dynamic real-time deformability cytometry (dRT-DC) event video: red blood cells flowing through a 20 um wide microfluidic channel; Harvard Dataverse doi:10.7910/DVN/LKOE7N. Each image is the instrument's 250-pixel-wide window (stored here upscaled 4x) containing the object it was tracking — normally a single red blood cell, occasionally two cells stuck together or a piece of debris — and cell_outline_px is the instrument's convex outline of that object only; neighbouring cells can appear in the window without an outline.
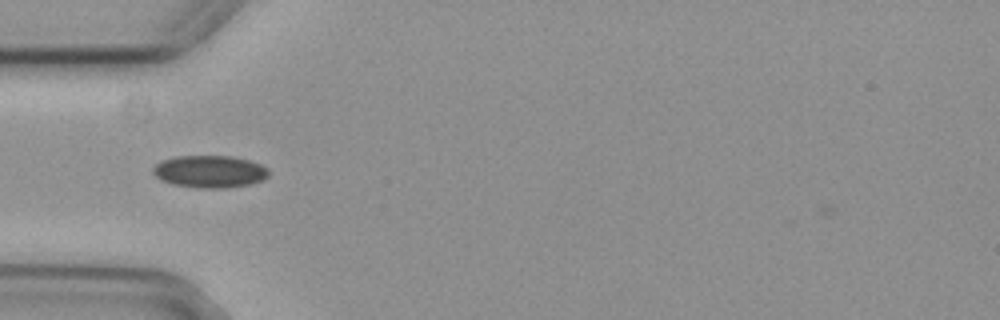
{"species": "common noctule bat (a hibernating species)", "species_latin": "Nyctalus noctula", "temperature_condition": "cold", "stored_images_in_passage": 4, "camera_frame_rate_fps": 3000, "um_per_image_px": 0.085, "animal": {"sex": "female", "body_mass_g": 29.2, "forearm_length_mm": 56.3}, "frame": {"image": 1, "passage_image": 1, "time_ms": 0.0, "image_size_px": [1000, 320], "cell_outline_px": [[268, 176], [252, 184], [228, 188], [196, 188], [172, 184], [160, 180], [152, 172], [152, 168], [160, 160], [176, 156], [232, 156], [248, 160], [260, 164], [268, 168]], "centroid_in_image_um": [17.79, 14.58], "position_along_channel_um": 67.2, "area_um2": 21.96}}
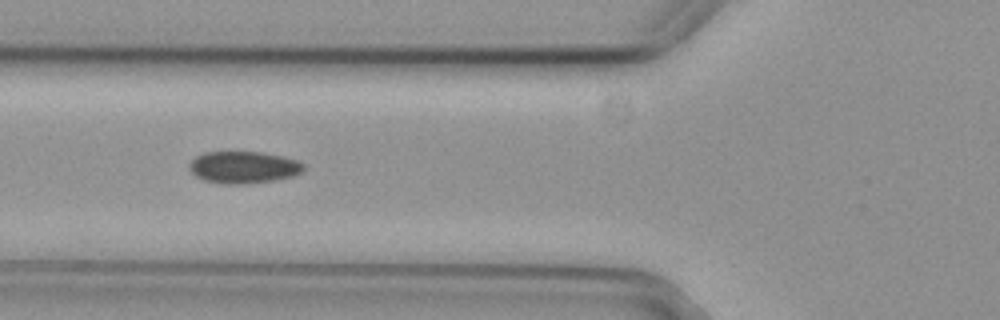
{"frame": {"image": 2, "passage_image": 2, "time_ms": 0.333, "image_size_px": [1000, 320], "cell_outline_px": [[304, 168], [300, 172], [292, 176], [276, 180], [244, 184], [224, 184], [204, 180], [196, 176], [188, 168], [188, 164], [196, 156], [204, 152], [260, 152], [280, 156], [296, 160], [304, 164]], "centroid_in_image_um": [20.66, 14.22], "position_along_channel_um": 105.1, "area_um2": 21.21}}
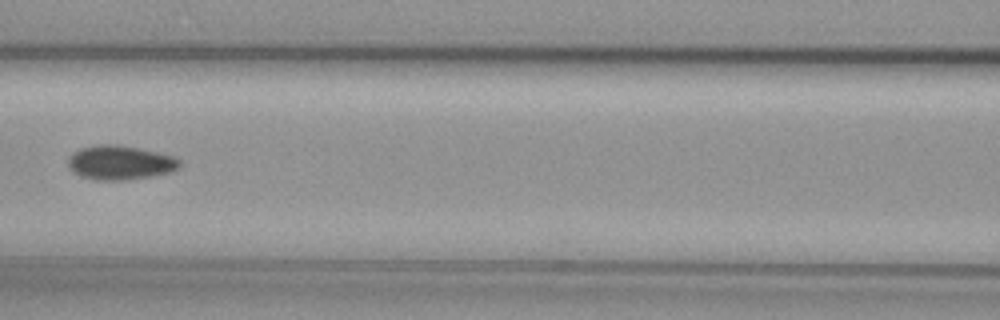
{"frame": {"image": 3, "passage_image": 3, "time_ms": 0.667, "image_size_px": [1000, 320], "cell_outline_px": [[180, 168], [172, 172], [152, 176], [128, 180], [96, 180], [80, 176], [68, 168], [68, 156], [80, 148], [100, 144], [116, 144], [140, 148], [176, 156], [180, 160]], "centroid_in_image_um": [10.23, 13.82], "position_along_channel_um": 156.4, "area_um2": 22.6}}